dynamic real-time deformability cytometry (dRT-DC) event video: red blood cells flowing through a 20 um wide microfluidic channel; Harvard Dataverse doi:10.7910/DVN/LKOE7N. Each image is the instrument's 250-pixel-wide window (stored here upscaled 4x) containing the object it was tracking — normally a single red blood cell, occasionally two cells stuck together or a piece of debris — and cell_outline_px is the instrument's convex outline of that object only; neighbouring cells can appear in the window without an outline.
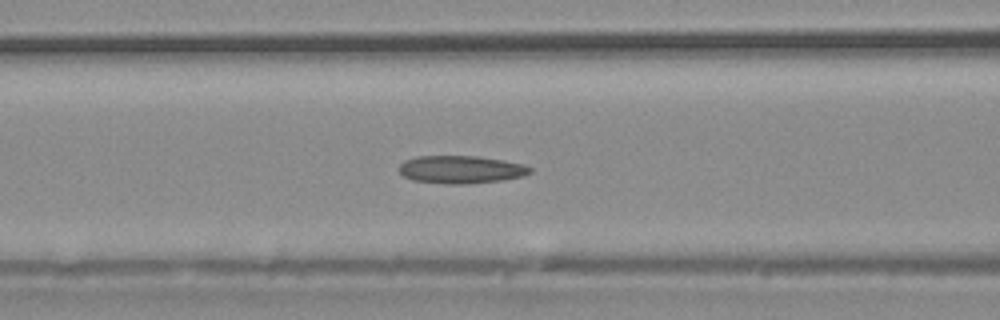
{"species": "common noctule bat (a hibernating species)", "species_latin": "Nyctalus noctula", "temperature_condition": "warm", "stored_images_in_passage": 38, "camera_frame_rate_fps": 3000, "um_per_image_px": 0.085, "animal": {"sex": "male", "body_mass_g": 20.4}, "frame": {"image": 1, "passage_image": 16, "time_ms": 5.0, "image_size_px": [1000, 320], "cell_outline_px": [[532, 172], [524, 176], [504, 180], [468, 184], [448, 184], [412, 180], [404, 176], [400, 172], [400, 164], [404, 160], [416, 156], [476, 156], [504, 160], [524, 164], [532, 168]], "centroid_in_image_um": [39.21, 14.41], "position_along_channel_um": 127.4, "area_um2": 21.39}}
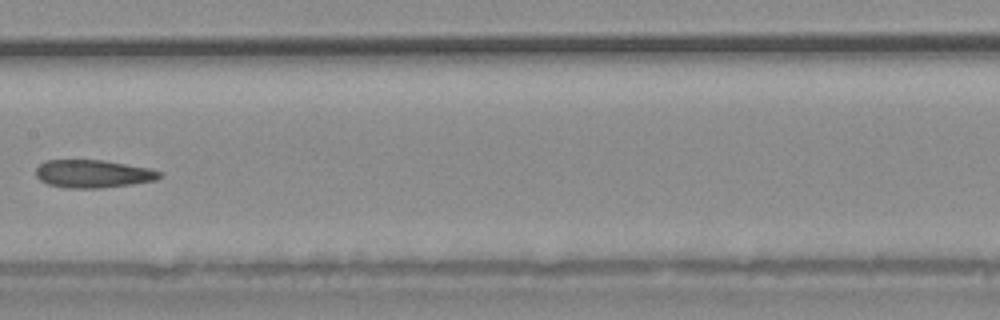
{"frame": {"image": 2, "passage_image": 20, "time_ms": 6.333, "image_size_px": [1000, 320], "cell_outline_px": [[164, 176], [156, 180], [132, 184], [100, 188], [68, 188], [48, 184], [40, 180], [36, 176], [36, 168], [44, 160], [104, 160], [148, 168], [164, 172]], "centroid_in_image_um": [7.93, 14.77], "position_along_channel_um": 199.5, "area_um2": 20.23}}
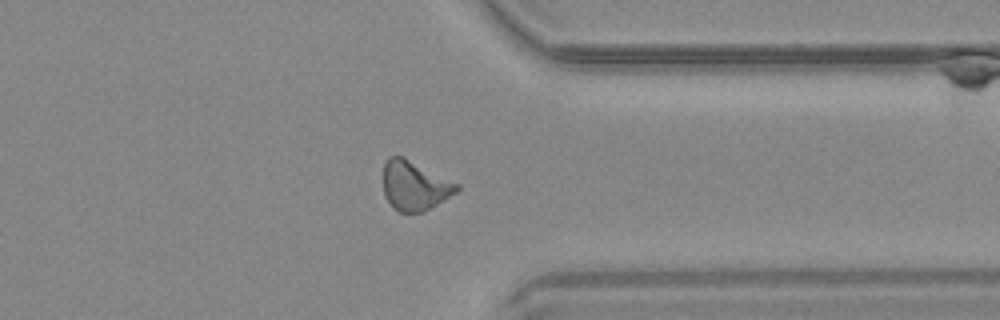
{"frame": {"image": 3, "passage_image": 30, "time_ms": 9.667, "image_size_px": [1000, 320], "cell_outline_px": [[460, 188], [456, 192], [424, 212], [400, 212], [384, 196], [384, 160], [388, 156], [404, 156], [460, 184]], "centroid_in_image_um": [35.25, 15.75], "position_along_channel_um": 376.1, "area_um2": 21.15}}